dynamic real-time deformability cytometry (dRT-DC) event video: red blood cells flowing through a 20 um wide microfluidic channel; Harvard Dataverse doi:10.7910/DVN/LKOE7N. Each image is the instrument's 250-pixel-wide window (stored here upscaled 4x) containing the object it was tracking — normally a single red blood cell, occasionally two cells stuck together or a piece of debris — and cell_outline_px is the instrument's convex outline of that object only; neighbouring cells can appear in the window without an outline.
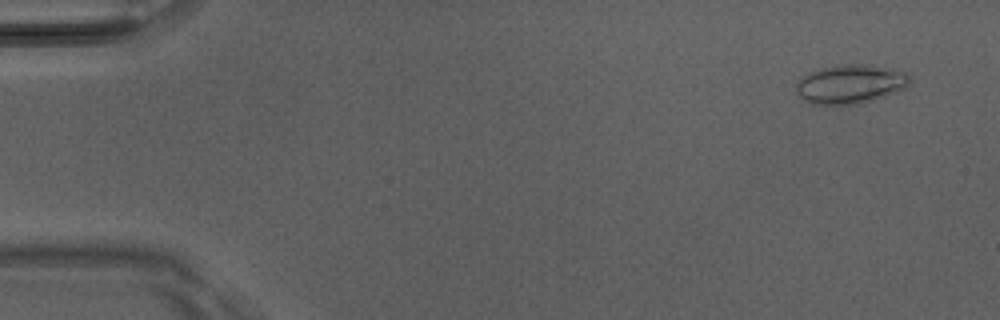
{"species": "Egyptian fruit bat (a non-hibernating species)", "species_latin": "Rousettus aegyptiacus", "temperature_condition": "room temperature", "stored_images_in_passage": 4, "camera_frame_rate_fps": 3000, "um_per_image_px": 0.085, "animal": {"sex": "male"}, "frame": {"image": 1, "passage_image": 1, "time_ms": 0.0, "image_size_px": [1000, 320], "cell_outline_px": [[912, 80], [904, 88], [896, 92], [884, 96], [852, 104], [816, 104], [804, 100], [796, 92], [796, 84], [804, 76], [812, 72], [824, 68], [840, 64], [860, 64], [908, 72]], "centroid_in_image_um": [72.3, 7.14], "position_along_channel_um": 12.7, "area_um2": 25.14}}